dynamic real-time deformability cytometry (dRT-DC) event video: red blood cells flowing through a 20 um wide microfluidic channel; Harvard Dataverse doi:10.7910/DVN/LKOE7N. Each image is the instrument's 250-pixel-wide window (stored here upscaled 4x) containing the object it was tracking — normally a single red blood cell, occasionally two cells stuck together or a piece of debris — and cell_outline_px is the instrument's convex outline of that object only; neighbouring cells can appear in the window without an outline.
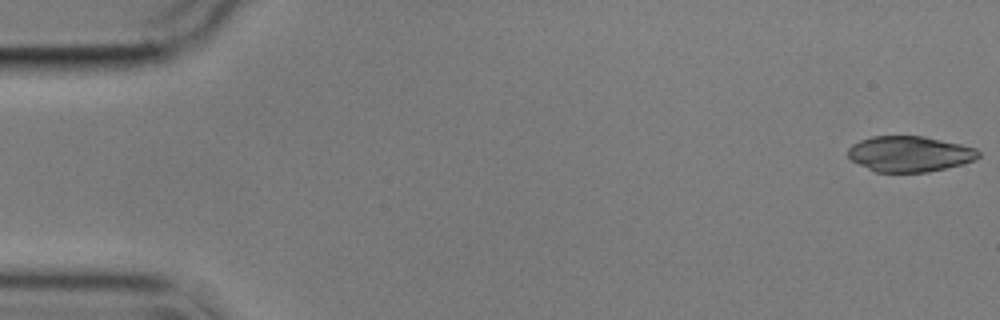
{"species": "common noctule bat (a hibernating species)", "species_latin": "Nyctalus noctula", "temperature_condition": "cold", "stored_images_in_passage": 55, "camera_frame_rate_fps": 3000, "um_per_image_px": 0.085, "animal": {"sex": "male", "body_mass_g": 17.9}, "frame": {"image": 1, "passage_image": 1, "time_ms": 0.0, "image_size_px": [1000, 320], "cell_outline_px": [[980, 156], [976, 160], [928, 172], [876, 172], [852, 160], [848, 156], [848, 148], [852, 144], [860, 140], [872, 136], [924, 136], [960, 144], [976, 148], [980, 152]], "centroid_in_image_um": [77.32, 13.07], "position_along_channel_um": 7.7, "area_um2": 26.99}}